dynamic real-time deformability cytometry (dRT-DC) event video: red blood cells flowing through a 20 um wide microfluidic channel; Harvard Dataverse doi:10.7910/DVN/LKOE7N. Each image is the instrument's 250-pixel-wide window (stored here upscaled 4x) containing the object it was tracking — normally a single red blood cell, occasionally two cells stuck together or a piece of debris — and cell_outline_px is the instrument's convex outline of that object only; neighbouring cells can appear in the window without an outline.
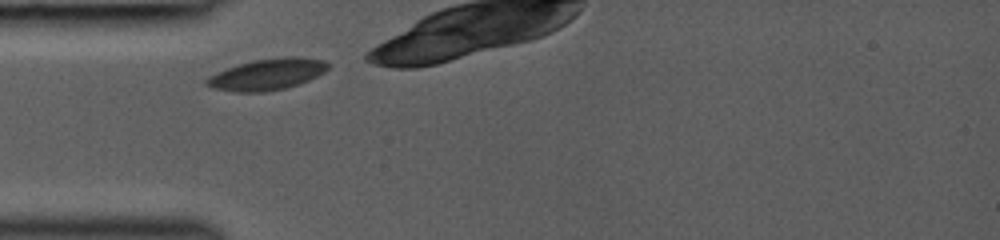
{"species": "common noctule bat (a hibernating species)", "species_latin": "Nyctalus noctula", "temperature_condition": "room temperature", "stored_images_in_passage": 21, "camera_frame_rate_fps": 3000, "um_per_image_px": 0.085, "animal": {"sex": "female", "body_mass_g": 19.0, "forearm_length_mm": 53.3}, "frame": {"image": 1, "passage_image": 1, "time_ms": 0.0, "image_size_px": [1000, 240], "cell_outline_px": [[332, 64], [324, 72], [308, 80], [284, 88], [264, 92], [232, 92], [212, 88], [204, 84], [204, 80], [208, 76], [216, 72], [252, 60], [284, 56], [300, 56], [324, 60]], "centroid_in_image_um": [22.7, 6.31], "position_along_channel_um": 62.3, "area_um2": 22.31}}
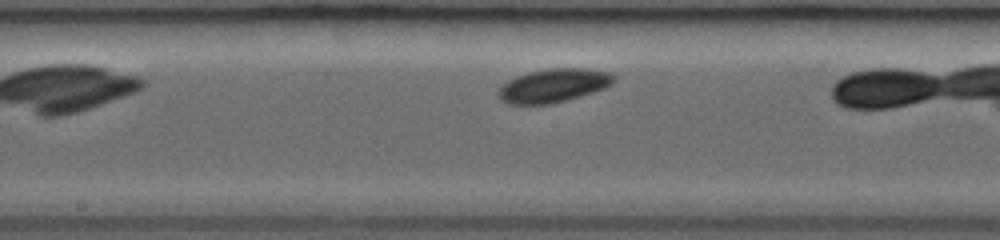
{"frame": {"image": 2, "passage_image": 10, "time_ms": 3.333, "image_size_px": [1000, 240], "cell_outline_px": [[616, 80], [612, 84], [604, 88], [580, 96], [548, 104], [508, 104], [500, 100], [496, 92], [508, 80], [516, 76], [528, 72], [552, 68], [584, 68], [612, 72], [616, 76]], "centroid_in_image_um": [47.05, 7.26], "position_along_channel_um": 201.1, "area_um2": 22.6}}